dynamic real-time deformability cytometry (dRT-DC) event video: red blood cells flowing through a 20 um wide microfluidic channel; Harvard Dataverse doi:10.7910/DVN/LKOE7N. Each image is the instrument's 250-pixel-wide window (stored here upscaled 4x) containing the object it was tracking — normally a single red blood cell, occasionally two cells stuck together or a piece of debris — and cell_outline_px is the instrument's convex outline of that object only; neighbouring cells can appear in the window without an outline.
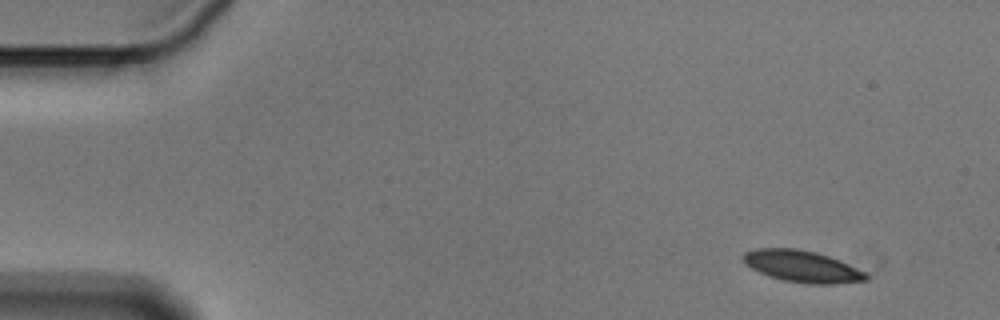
{"species": "Egyptian fruit bat (a non-hibernating species)", "species_latin": "Rousettus aegyptiacus", "temperature_condition": "cold", "stored_images_in_passage": 52, "camera_frame_rate_fps": 3000, "um_per_image_px": 0.085, "animal": {"sex": "male"}, "frame": {"image": 1, "passage_image": 1, "time_ms": 0.0, "image_size_px": [1000, 320], "cell_outline_px": [[868, 280], [832, 284], [808, 284], [784, 280], [768, 276], [752, 268], [744, 260], [744, 252], [756, 248], [796, 248], [816, 252], [840, 260], [864, 272], [868, 276]], "centroid_in_image_um": [68.19, 22.64], "position_along_channel_um": 16.8, "area_um2": 22.43}}
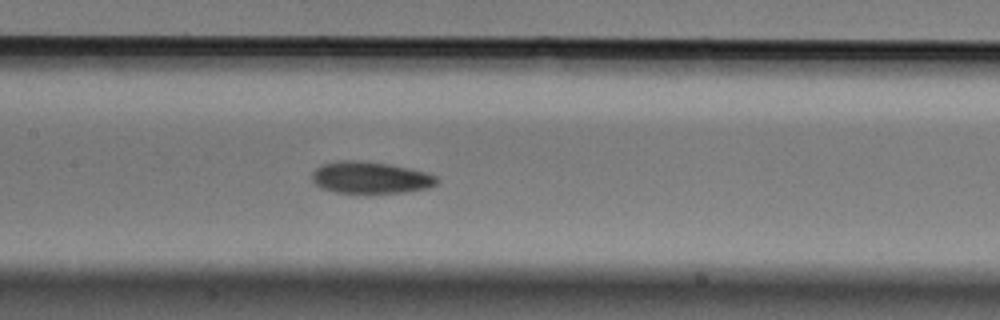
{"frame": {"image": 2, "passage_image": 23, "time_ms": 7.333, "image_size_px": [1000, 320], "cell_outline_px": [[440, 180], [436, 184], [428, 188], [404, 192], [336, 192], [320, 188], [312, 180], [312, 172], [320, 164], [336, 160], [360, 160], [388, 164], [428, 172], [436, 176]], "centroid_in_image_um": [31.47, 15.07], "position_along_channel_um": 175.9, "area_um2": 23.18}}
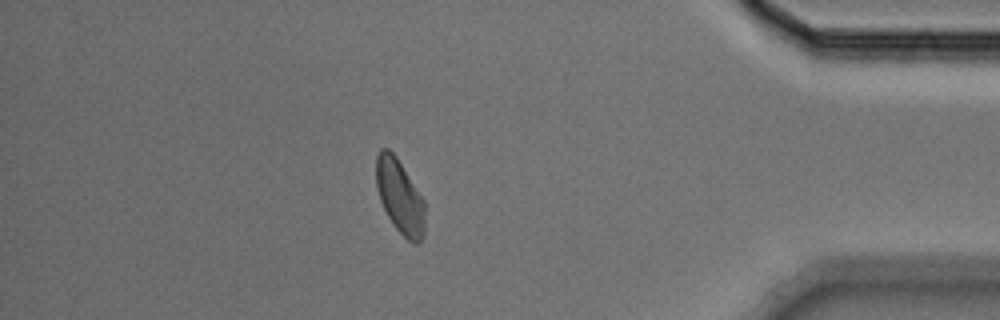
{"frame": {"image": 3, "passage_image": 45, "time_ms": 14.667, "image_size_px": [1000, 320], "cell_outline_px": [[424, 232], [420, 240], [416, 244], [412, 244], [396, 228], [388, 216], [380, 200], [376, 188], [376, 156], [380, 148], [388, 148], [396, 156], [424, 200]], "centroid_in_image_um": [33.97, 16.68], "position_along_channel_um": 401.2, "area_um2": 20.87}, "authors_computed_cell_mechanics": {"area_um2": 22.4553, "velocity_mm_per_s": 3.5716, "shape_relaxation_time_tau1_ms": 3.8235, "shape_relaxation_time_tau2_ms": 4.1165, "deformation_change_tau1": 0.1082, "deformation_change_tau2": 0.0899}}